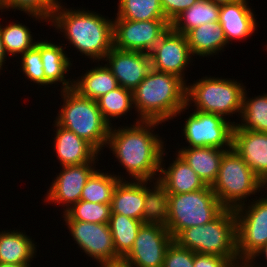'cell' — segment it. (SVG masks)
<instances>
[{
	"instance_id": "5b68a950",
	"label": "cell",
	"mask_w": 267,
	"mask_h": 267,
	"mask_svg": "<svg viewBox=\"0 0 267 267\" xmlns=\"http://www.w3.org/2000/svg\"><path fill=\"white\" fill-rule=\"evenodd\" d=\"M63 105L55 122L90 143L100 154L106 148L111 126L95 100L81 96L73 88L60 91Z\"/></svg>"
},
{
	"instance_id": "ab89813d",
	"label": "cell",
	"mask_w": 267,
	"mask_h": 267,
	"mask_svg": "<svg viewBox=\"0 0 267 267\" xmlns=\"http://www.w3.org/2000/svg\"><path fill=\"white\" fill-rule=\"evenodd\" d=\"M193 267H235L227 258L194 252Z\"/></svg>"
},
{
	"instance_id": "d6a6232c",
	"label": "cell",
	"mask_w": 267,
	"mask_h": 267,
	"mask_svg": "<svg viewBox=\"0 0 267 267\" xmlns=\"http://www.w3.org/2000/svg\"><path fill=\"white\" fill-rule=\"evenodd\" d=\"M116 18L132 21L166 20L161 0H119Z\"/></svg>"
},
{
	"instance_id": "ac0fdd59",
	"label": "cell",
	"mask_w": 267,
	"mask_h": 267,
	"mask_svg": "<svg viewBox=\"0 0 267 267\" xmlns=\"http://www.w3.org/2000/svg\"><path fill=\"white\" fill-rule=\"evenodd\" d=\"M53 150L56 153L60 166L82 165L85 163H98L101 154L86 140L74 132L59 126L55 121Z\"/></svg>"
},
{
	"instance_id": "9c48e42d",
	"label": "cell",
	"mask_w": 267,
	"mask_h": 267,
	"mask_svg": "<svg viewBox=\"0 0 267 267\" xmlns=\"http://www.w3.org/2000/svg\"><path fill=\"white\" fill-rule=\"evenodd\" d=\"M234 210L236 216L237 255L245 264L255 252L267 244V194ZM258 197V199H257Z\"/></svg>"
},
{
	"instance_id": "52a82bcc",
	"label": "cell",
	"mask_w": 267,
	"mask_h": 267,
	"mask_svg": "<svg viewBox=\"0 0 267 267\" xmlns=\"http://www.w3.org/2000/svg\"><path fill=\"white\" fill-rule=\"evenodd\" d=\"M266 188L232 148L223 154L217 178L211 186L222 206L233 210L246 204V198L257 195Z\"/></svg>"
},
{
	"instance_id": "3957f363",
	"label": "cell",
	"mask_w": 267,
	"mask_h": 267,
	"mask_svg": "<svg viewBox=\"0 0 267 267\" xmlns=\"http://www.w3.org/2000/svg\"><path fill=\"white\" fill-rule=\"evenodd\" d=\"M137 118L165 123L185 114L186 83L174 74L151 69L132 91Z\"/></svg>"
},
{
	"instance_id": "e575fe53",
	"label": "cell",
	"mask_w": 267,
	"mask_h": 267,
	"mask_svg": "<svg viewBox=\"0 0 267 267\" xmlns=\"http://www.w3.org/2000/svg\"><path fill=\"white\" fill-rule=\"evenodd\" d=\"M62 214L64 221L108 224L111 214V204L90 203L80 200Z\"/></svg>"
},
{
	"instance_id": "6da1fadb",
	"label": "cell",
	"mask_w": 267,
	"mask_h": 267,
	"mask_svg": "<svg viewBox=\"0 0 267 267\" xmlns=\"http://www.w3.org/2000/svg\"><path fill=\"white\" fill-rule=\"evenodd\" d=\"M136 120V122H135ZM130 126H112L108 142L109 148L125 169L123 180L131 177L132 181H151L159 177L160 164L166 143L162 137L155 134L158 121H143L135 119ZM117 127V128H115ZM165 143V145H164Z\"/></svg>"
},
{
	"instance_id": "e0dca14e",
	"label": "cell",
	"mask_w": 267,
	"mask_h": 267,
	"mask_svg": "<svg viewBox=\"0 0 267 267\" xmlns=\"http://www.w3.org/2000/svg\"><path fill=\"white\" fill-rule=\"evenodd\" d=\"M232 149L267 186V133L233 130Z\"/></svg>"
},
{
	"instance_id": "5bb4252c",
	"label": "cell",
	"mask_w": 267,
	"mask_h": 267,
	"mask_svg": "<svg viewBox=\"0 0 267 267\" xmlns=\"http://www.w3.org/2000/svg\"><path fill=\"white\" fill-rule=\"evenodd\" d=\"M149 55L152 69L174 74L187 83L184 72L187 67L189 68V64L192 65L194 58H192L186 35L175 32L169 27Z\"/></svg>"
},
{
	"instance_id": "7c38bea8",
	"label": "cell",
	"mask_w": 267,
	"mask_h": 267,
	"mask_svg": "<svg viewBox=\"0 0 267 267\" xmlns=\"http://www.w3.org/2000/svg\"><path fill=\"white\" fill-rule=\"evenodd\" d=\"M167 20L132 21L113 19V47L150 53L169 29Z\"/></svg>"
},
{
	"instance_id": "4fadbf2b",
	"label": "cell",
	"mask_w": 267,
	"mask_h": 267,
	"mask_svg": "<svg viewBox=\"0 0 267 267\" xmlns=\"http://www.w3.org/2000/svg\"><path fill=\"white\" fill-rule=\"evenodd\" d=\"M72 240L98 266L116 265V250L108 224L65 221Z\"/></svg>"
},
{
	"instance_id": "d6986e66",
	"label": "cell",
	"mask_w": 267,
	"mask_h": 267,
	"mask_svg": "<svg viewBox=\"0 0 267 267\" xmlns=\"http://www.w3.org/2000/svg\"><path fill=\"white\" fill-rule=\"evenodd\" d=\"M248 4V0H239L220 6L218 23L223 29L228 45L232 44L233 40H246L258 30L256 14Z\"/></svg>"
},
{
	"instance_id": "60d3db41",
	"label": "cell",
	"mask_w": 267,
	"mask_h": 267,
	"mask_svg": "<svg viewBox=\"0 0 267 267\" xmlns=\"http://www.w3.org/2000/svg\"><path fill=\"white\" fill-rule=\"evenodd\" d=\"M261 255H263L262 258L264 257L265 260L267 261V244H265L257 252H255L253 256L245 264H243V266L244 267H264V265L257 263L258 257L260 258ZM265 267L267 266L265 265Z\"/></svg>"
},
{
	"instance_id": "4dcf8cb0",
	"label": "cell",
	"mask_w": 267,
	"mask_h": 267,
	"mask_svg": "<svg viewBox=\"0 0 267 267\" xmlns=\"http://www.w3.org/2000/svg\"><path fill=\"white\" fill-rule=\"evenodd\" d=\"M123 180V175L102 172L96 169L86 182L81 194V200L90 203L111 204L113 191L117 183Z\"/></svg>"
},
{
	"instance_id": "b9f144b4",
	"label": "cell",
	"mask_w": 267,
	"mask_h": 267,
	"mask_svg": "<svg viewBox=\"0 0 267 267\" xmlns=\"http://www.w3.org/2000/svg\"><path fill=\"white\" fill-rule=\"evenodd\" d=\"M8 59L7 58V53L5 52L4 44L2 42V36L0 32V71L3 70V65H5V61Z\"/></svg>"
},
{
	"instance_id": "83f0119b",
	"label": "cell",
	"mask_w": 267,
	"mask_h": 267,
	"mask_svg": "<svg viewBox=\"0 0 267 267\" xmlns=\"http://www.w3.org/2000/svg\"><path fill=\"white\" fill-rule=\"evenodd\" d=\"M220 5L210 0H198L183 11L171 23L170 27L178 33L186 35L190 30L202 24L219 21Z\"/></svg>"
},
{
	"instance_id": "836d02e7",
	"label": "cell",
	"mask_w": 267,
	"mask_h": 267,
	"mask_svg": "<svg viewBox=\"0 0 267 267\" xmlns=\"http://www.w3.org/2000/svg\"><path fill=\"white\" fill-rule=\"evenodd\" d=\"M0 32L5 52L10 57H20L27 50L33 48L37 42L33 39V34L28 26L20 22H10L6 26L0 23Z\"/></svg>"
},
{
	"instance_id": "ba28073f",
	"label": "cell",
	"mask_w": 267,
	"mask_h": 267,
	"mask_svg": "<svg viewBox=\"0 0 267 267\" xmlns=\"http://www.w3.org/2000/svg\"><path fill=\"white\" fill-rule=\"evenodd\" d=\"M169 208L166 228L173 238L186 228L211 222L225 209L207 185L195 192L171 194Z\"/></svg>"
},
{
	"instance_id": "7bdbcfd3",
	"label": "cell",
	"mask_w": 267,
	"mask_h": 267,
	"mask_svg": "<svg viewBox=\"0 0 267 267\" xmlns=\"http://www.w3.org/2000/svg\"><path fill=\"white\" fill-rule=\"evenodd\" d=\"M31 264H11V263H1L0 267H31Z\"/></svg>"
},
{
	"instance_id": "30bf717a",
	"label": "cell",
	"mask_w": 267,
	"mask_h": 267,
	"mask_svg": "<svg viewBox=\"0 0 267 267\" xmlns=\"http://www.w3.org/2000/svg\"><path fill=\"white\" fill-rule=\"evenodd\" d=\"M183 124L182 136L188 146L232 148V133L236 122H230L223 116L193 110Z\"/></svg>"
},
{
	"instance_id": "ee69618b",
	"label": "cell",
	"mask_w": 267,
	"mask_h": 267,
	"mask_svg": "<svg viewBox=\"0 0 267 267\" xmlns=\"http://www.w3.org/2000/svg\"><path fill=\"white\" fill-rule=\"evenodd\" d=\"M213 3L217 4V5H224V4H230V3H234L237 2L239 0H210Z\"/></svg>"
},
{
	"instance_id": "603a6c76",
	"label": "cell",
	"mask_w": 267,
	"mask_h": 267,
	"mask_svg": "<svg viewBox=\"0 0 267 267\" xmlns=\"http://www.w3.org/2000/svg\"><path fill=\"white\" fill-rule=\"evenodd\" d=\"M145 181L120 180L112 195L111 214L143 221Z\"/></svg>"
},
{
	"instance_id": "d590c367",
	"label": "cell",
	"mask_w": 267,
	"mask_h": 267,
	"mask_svg": "<svg viewBox=\"0 0 267 267\" xmlns=\"http://www.w3.org/2000/svg\"><path fill=\"white\" fill-rule=\"evenodd\" d=\"M58 2L59 0H0V11L2 13L4 10L6 12L15 9L40 23H48Z\"/></svg>"
},
{
	"instance_id": "4316f807",
	"label": "cell",
	"mask_w": 267,
	"mask_h": 267,
	"mask_svg": "<svg viewBox=\"0 0 267 267\" xmlns=\"http://www.w3.org/2000/svg\"><path fill=\"white\" fill-rule=\"evenodd\" d=\"M169 204L170 194L158 179L145 181L143 224H156L167 227L170 219Z\"/></svg>"
},
{
	"instance_id": "277c9868",
	"label": "cell",
	"mask_w": 267,
	"mask_h": 267,
	"mask_svg": "<svg viewBox=\"0 0 267 267\" xmlns=\"http://www.w3.org/2000/svg\"><path fill=\"white\" fill-rule=\"evenodd\" d=\"M174 241L195 253L227 258L235 267H242L237 255L236 216L233 209H224L211 222L182 230Z\"/></svg>"
},
{
	"instance_id": "f546056e",
	"label": "cell",
	"mask_w": 267,
	"mask_h": 267,
	"mask_svg": "<svg viewBox=\"0 0 267 267\" xmlns=\"http://www.w3.org/2000/svg\"><path fill=\"white\" fill-rule=\"evenodd\" d=\"M245 88L240 114L241 123H236L233 130H253L267 133V93L248 98ZM247 95V96H246Z\"/></svg>"
},
{
	"instance_id": "2e32d148",
	"label": "cell",
	"mask_w": 267,
	"mask_h": 267,
	"mask_svg": "<svg viewBox=\"0 0 267 267\" xmlns=\"http://www.w3.org/2000/svg\"><path fill=\"white\" fill-rule=\"evenodd\" d=\"M119 86L134 90L152 69L148 53L121 50L115 47L106 54L104 61Z\"/></svg>"
},
{
	"instance_id": "f1b7e54d",
	"label": "cell",
	"mask_w": 267,
	"mask_h": 267,
	"mask_svg": "<svg viewBox=\"0 0 267 267\" xmlns=\"http://www.w3.org/2000/svg\"><path fill=\"white\" fill-rule=\"evenodd\" d=\"M142 221L126 217L122 214H110L108 222L116 250V265L130 252Z\"/></svg>"
},
{
	"instance_id": "cb8c5ba5",
	"label": "cell",
	"mask_w": 267,
	"mask_h": 267,
	"mask_svg": "<svg viewBox=\"0 0 267 267\" xmlns=\"http://www.w3.org/2000/svg\"><path fill=\"white\" fill-rule=\"evenodd\" d=\"M2 231V232H1ZM0 231V262L11 264H30L36 258L37 242L25 230Z\"/></svg>"
},
{
	"instance_id": "74e56055",
	"label": "cell",
	"mask_w": 267,
	"mask_h": 267,
	"mask_svg": "<svg viewBox=\"0 0 267 267\" xmlns=\"http://www.w3.org/2000/svg\"><path fill=\"white\" fill-rule=\"evenodd\" d=\"M194 266V252L180 247L173 241L167 248L163 267H193Z\"/></svg>"
},
{
	"instance_id": "8992f818",
	"label": "cell",
	"mask_w": 267,
	"mask_h": 267,
	"mask_svg": "<svg viewBox=\"0 0 267 267\" xmlns=\"http://www.w3.org/2000/svg\"><path fill=\"white\" fill-rule=\"evenodd\" d=\"M245 87L243 83L230 78H199L189 85L186 84L187 109L195 106L194 110L217 114L225 119L234 117L235 113L240 116Z\"/></svg>"
},
{
	"instance_id": "8d00e7d4",
	"label": "cell",
	"mask_w": 267,
	"mask_h": 267,
	"mask_svg": "<svg viewBox=\"0 0 267 267\" xmlns=\"http://www.w3.org/2000/svg\"><path fill=\"white\" fill-rule=\"evenodd\" d=\"M19 62L21 63L20 70L23 72L27 80L38 84V86L40 85V87H46L41 59V41L37 40L36 45L33 48L23 53Z\"/></svg>"
},
{
	"instance_id": "7a4b0ae2",
	"label": "cell",
	"mask_w": 267,
	"mask_h": 267,
	"mask_svg": "<svg viewBox=\"0 0 267 267\" xmlns=\"http://www.w3.org/2000/svg\"><path fill=\"white\" fill-rule=\"evenodd\" d=\"M60 1L48 21L50 27L62 32L77 53L96 63L103 61L113 47V19L85 8H66Z\"/></svg>"
},
{
	"instance_id": "7402d4cb",
	"label": "cell",
	"mask_w": 267,
	"mask_h": 267,
	"mask_svg": "<svg viewBox=\"0 0 267 267\" xmlns=\"http://www.w3.org/2000/svg\"><path fill=\"white\" fill-rule=\"evenodd\" d=\"M176 150L175 153L196 172L203 183L207 186H212L217 178L223 154L229 149L180 147L176 148Z\"/></svg>"
},
{
	"instance_id": "9a60e30c",
	"label": "cell",
	"mask_w": 267,
	"mask_h": 267,
	"mask_svg": "<svg viewBox=\"0 0 267 267\" xmlns=\"http://www.w3.org/2000/svg\"><path fill=\"white\" fill-rule=\"evenodd\" d=\"M96 164L62 166L60 173L56 174L51 182L52 185L47 189L44 202L65 207L62 211L64 213L81 200L82 190L91 174L97 169Z\"/></svg>"
},
{
	"instance_id": "1f68e13d",
	"label": "cell",
	"mask_w": 267,
	"mask_h": 267,
	"mask_svg": "<svg viewBox=\"0 0 267 267\" xmlns=\"http://www.w3.org/2000/svg\"><path fill=\"white\" fill-rule=\"evenodd\" d=\"M96 102L103 118L111 127L112 120L124 117L134 108L132 90L121 86L99 97Z\"/></svg>"
},
{
	"instance_id": "d4e9b609",
	"label": "cell",
	"mask_w": 267,
	"mask_h": 267,
	"mask_svg": "<svg viewBox=\"0 0 267 267\" xmlns=\"http://www.w3.org/2000/svg\"><path fill=\"white\" fill-rule=\"evenodd\" d=\"M192 56L209 57L221 54L228 45L218 22L202 24L186 34ZM222 50V51H221Z\"/></svg>"
},
{
	"instance_id": "44dd1931",
	"label": "cell",
	"mask_w": 267,
	"mask_h": 267,
	"mask_svg": "<svg viewBox=\"0 0 267 267\" xmlns=\"http://www.w3.org/2000/svg\"><path fill=\"white\" fill-rule=\"evenodd\" d=\"M64 45V46H62ZM59 45L48 40H41V59L45 74V85L61 84V90L73 88V79H65L69 74L73 62L65 53V44ZM72 62V63H71Z\"/></svg>"
},
{
	"instance_id": "f35d334b",
	"label": "cell",
	"mask_w": 267,
	"mask_h": 267,
	"mask_svg": "<svg viewBox=\"0 0 267 267\" xmlns=\"http://www.w3.org/2000/svg\"><path fill=\"white\" fill-rule=\"evenodd\" d=\"M198 0H161V6L166 20L171 23L183 11L187 10Z\"/></svg>"
},
{
	"instance_id": "f6af8a7d",
	"label": "cell",
	"mask_w": 267,
	"mask_h": 267,
	"mask_svg": "<svg viewBox=\"0 0 267 267\" xmlns=\"http://www.w3.org/2000/svg\"><path fill=\"white\" fill-rule=\"evenodd\" d=\"M99 267H125V266L119 264V265H108V266H99Z\"/></svg>"
},
{
	"instance_id": "484cf974",
	"label": "cell",
	"mask_w": 267,
	"mask_h": 267,
	"mask_svg": "<svg viewBox=\"0 0 267 267\" xmlns=\"http://www.w3.org/2000/svg\"><path fill=\"white\" fill-rule=\"evenodd\" d=\"M85 70V73L77 79L73 78V89L81 96L97 100L99 97L119 87L116 78L106 64ZM87 71V72H86Z\"/></svg>"
},
{
	"instance_id": "8fae6325",
	"label": "cell",
	"mask_w": 267,
	"mask_h": 267,
	"mask_svg": "<svg viewBox=\"0 0 267 267\" xmlns=\"http://www.w3.org/2000/svg\"><path fill=\"white\" fill-rule=\"evenodd\" d=\"M174 238L168 229L156 224H142L130 252L121 260L125 267H163Z\"/></svg>"
},
{
	"instance_id": "ffe728a7",
	"label": "cell",
	"mask_w": 267,
	"mask_h": 267,
	"mask_svg": "<svg viewBox=\"0 0 267 267\" xmlns=\"http://www.w3.org/2000/svg\"><path fill=\"white\" fill-rule=\"evenodd\" d=\"M164 150L158 180L166 187L168 193L183 194L203 189L206 185L192 168L175 153V160L166 169L164 158L168 153Z\"/></svg>"
}]
</instances>
